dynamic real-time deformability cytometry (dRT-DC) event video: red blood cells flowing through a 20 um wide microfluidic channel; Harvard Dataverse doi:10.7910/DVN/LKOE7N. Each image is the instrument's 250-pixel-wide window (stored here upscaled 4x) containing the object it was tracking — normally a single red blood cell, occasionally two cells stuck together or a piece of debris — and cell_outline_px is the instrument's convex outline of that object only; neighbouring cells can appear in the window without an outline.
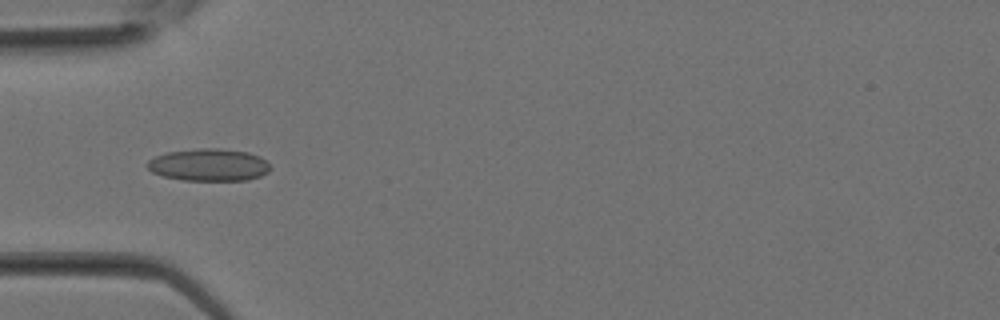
{"species": "Egyptian fruit bat (a non-hibernating species)", "species_latin": "Rousettus aegyptiacus", "temperature_condition": "room temperature", "stored_images_in_passage": 33, "camera_frame_rate_fps": 3000, "um_per_image_px": 0.085, "animal": {"sex": "female"}, "frame": {"image": 1, "passage_image": 11, "time_ms": 3.333, "image_size_px": [1000, 320], "cell_outline_px": [[272, 168], [268, 172], [260, 176], [248, 180], [184, 180], [164, 176], [152, 172], [144, 164], [148, 160], [156, 156], [168, 152], [196, 148], [220, 148], [248, 152], [260, 156], [268, 160]], "centroid_in_image_um": [17.79, 14.0], "position_along_channel_um": 67.2, "area_um2": 23.41}}
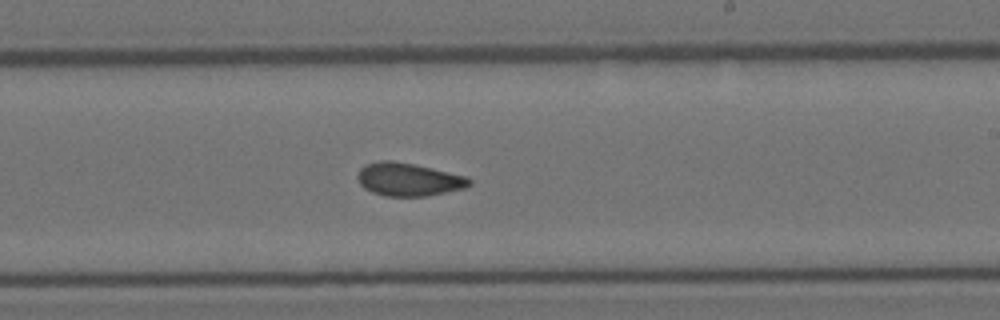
{"frame": {"image": 2, "passage_image": 20, "time_ms": 6.333, "image_size_px": [1000, 320], "cell_outline_px": [[472, 184], [464, 188], [428, 196], [384, 196], [372, 192], [364, 188], [360, 184], [356, 176], [360, 168], [364, 164], [380, 160], [392, 160], [432, 168], [468, 176], [472, 180]], "centroid_in_image_um": [34.71, 15.25], "position_along_channel_um": 254.3, "area_um2": 21.73}}
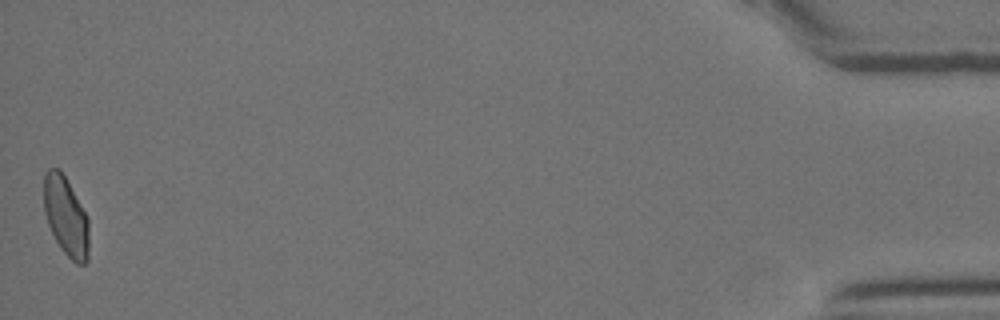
{"frame": {"image": 3, "passage_image": 33, "time_ms": 10.667, "image_size_px": [1000, 320], "cell_outline_px": [[88, 260], [84, 264], [76, 264], [60, 248], [48, 224], [44, 212], [44, 172], [48, 168], [60, 168], [88, 216]], "centroid_in_image_um": [5.6, 18.37], "position_along_channel_um": 429.6, "area_um2": 20.87}}